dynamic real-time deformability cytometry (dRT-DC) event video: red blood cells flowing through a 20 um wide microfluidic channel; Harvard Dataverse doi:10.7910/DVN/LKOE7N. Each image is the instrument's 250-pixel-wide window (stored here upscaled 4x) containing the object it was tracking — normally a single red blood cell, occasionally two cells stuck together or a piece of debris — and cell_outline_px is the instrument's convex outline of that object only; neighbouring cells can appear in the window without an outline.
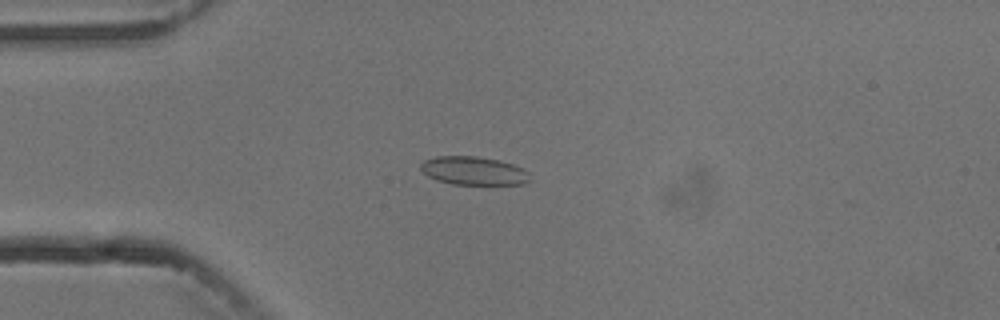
{"species": "common noctule bat (a hibernating species)", "species_latin": "Nyctalus noctula", "temperature_condition": "cold", "stored_images_in_passage": 7, "camera_frame_rate_fps": 3000, "um_per_image_px": 0.085, "animal": {"sex": "male", "body_mass_g": 13.3}, "frame": {"image": 1, "passage_image": 4, "time_ms": 3.667, "image_size_px": [1000, 320], "cell_outline_px": [[532, 180], [524, 184], [452, 184], [436, 180], [428, 176], [420, 168], [420, 164], [424, 160], [436, 156], [476, 156], [496, 160], [512, 164], [528, 172]], "centroid_in_image_um": [40.24, 14.52], "position_along_channel_um": 44.8, "area_um2": 17.98}}
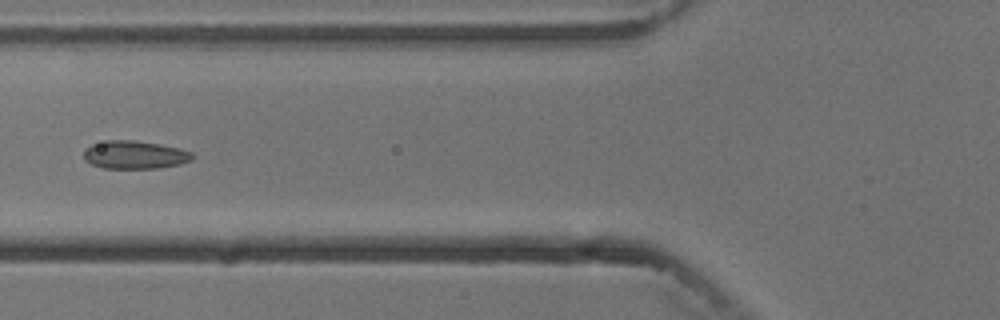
{"frame": {"image": 2, "passage_image": 6, "time_ms": 6.0, "image_size_px": [1000, 320], "cell_outline_px": [[196, 156], [192, 160], [180, 164], [160, 168], [104, 168], [92, 164], [84, 160], [84, 148], [92, 144], [108, 140], [132, 140], [160, 144], [180, 148], [192, 152]], "centroid_in_image_um": [11.48, 13.16], "position_along_channel_um": 114.3, "area_um2": 17.92}}
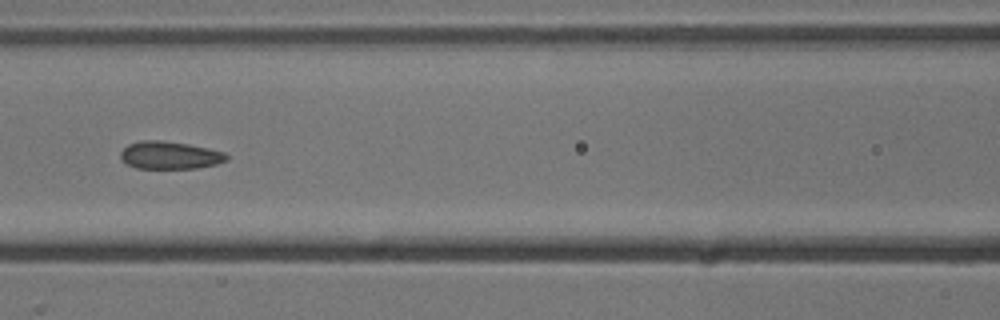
{"frame": {"image": 3, "passage_image": 7, "time_ms": 7.0, "image_size_px": [1000, 320], "cell_outline_px": [[228, 160], [216, 164], [196, 168], [136, 168], [128, 164], [120, 156], [120, 152], [128, 144], [140, 140], [160, 140], [188, 144], [208, 148], [224, 152], [228, 156]], "centroid_in_image_um": [14.44, 13.19], "position_along_channel_um": 152.2, "area_um2": 16.99}}